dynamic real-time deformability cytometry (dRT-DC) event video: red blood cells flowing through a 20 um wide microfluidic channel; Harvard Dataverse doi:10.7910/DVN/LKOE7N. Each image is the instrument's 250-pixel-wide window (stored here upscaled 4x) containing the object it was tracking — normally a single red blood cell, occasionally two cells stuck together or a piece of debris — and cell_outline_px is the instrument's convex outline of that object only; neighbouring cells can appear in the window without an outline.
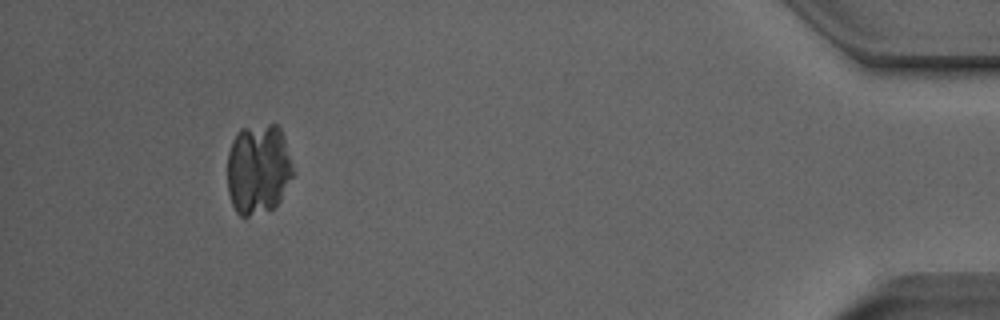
{"species": "Egyptian fruit bat (a non-hibernating species)", "species_latin": "Rousettus aegyptiacus", "temperature_condition": "room temperature", "stored_images_in_passage": 37, "camera_frame_rate_fps": 3000, "um_per_image_px": 0.085, "animal": {"sex": "male"}, "frame": {"image": 1, "passage_image": 33, "time_ms": 10.667, "image_size_px": [1000, 320], "cell_outline_px": [[296, 172], [280, 200], [272, 208], [244, 220], [236, 212], [232, 204], [228, 192], [228, 152], [232, 140], [236, 132], [240, 128], [268, 124], [276, 124], [280, 128], [284, 136]], "centroid_in_image_um": [21.97, 14.38], "position_along_channel_um": 413.2, "area_um2": 35.43}}